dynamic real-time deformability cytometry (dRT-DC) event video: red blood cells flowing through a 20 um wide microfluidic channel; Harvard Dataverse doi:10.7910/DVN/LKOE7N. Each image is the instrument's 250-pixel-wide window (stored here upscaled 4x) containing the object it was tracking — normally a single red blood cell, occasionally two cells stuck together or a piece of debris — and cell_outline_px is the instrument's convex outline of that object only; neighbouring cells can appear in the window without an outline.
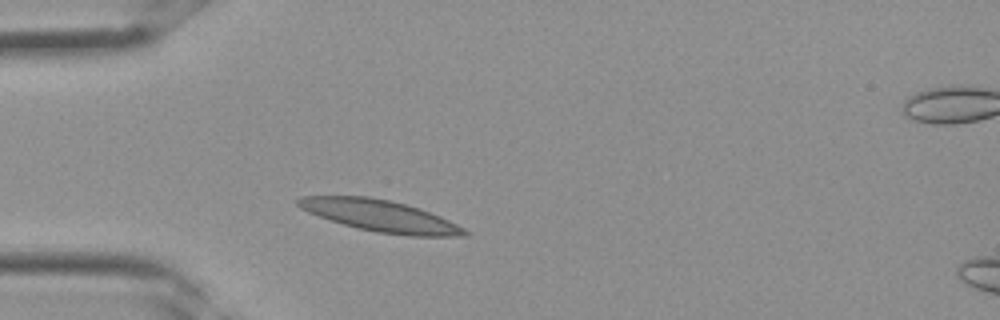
{"species": "Egyptian fruit bat (a non-hibernating species)", "species_latin": "Rousettus aegyptiacus", "temperature_condition": "room temperature", "stored_images_in_passage": 8, "camera_frame_rate_fps": 3000, "um_per_image_px": 0.085, "frame": {"image": 1, "passage_image": 5, "time_ms": 1.333, "image_size_px": [1000, 320], "cell_outline_px": [[472, 232], [468, 236], [408, 236], [376, 232], [356, 228], [308, 212], [300, 208], [296, 204], [296, 200], [300, 196], [368, 196], [388, 200], [420, 208], [440, 216]], "centroid_in_image_um": [32.35, 18.35], "position_along_channel_um": 52.7, "area_um2": 30.58}}
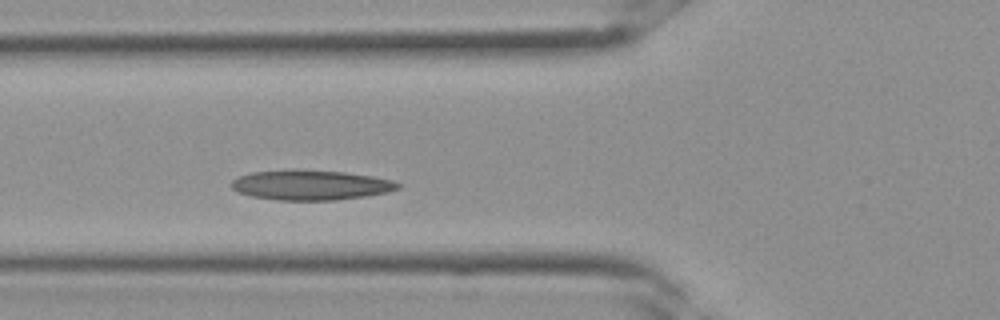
{"frame": {"image": 2, "passage_image": 8, "time_ms": 2.333, "image_size_px": [1000, 320], "cell_outline_px": [[400, 188], [388, 192], [364, 196], [332, 200], [276, 200], [252, 196], [240, 192], [232, 188], [232, 180], [240, 176], [252, 172], [292, 168], [296, 168], [344, 172], [372, 176], [392, 180], [400, 184]], "centroid_in_image_um": [26.4, 15.71], "position_along_channel_um": 99.4, "area_um2": 29.19}}